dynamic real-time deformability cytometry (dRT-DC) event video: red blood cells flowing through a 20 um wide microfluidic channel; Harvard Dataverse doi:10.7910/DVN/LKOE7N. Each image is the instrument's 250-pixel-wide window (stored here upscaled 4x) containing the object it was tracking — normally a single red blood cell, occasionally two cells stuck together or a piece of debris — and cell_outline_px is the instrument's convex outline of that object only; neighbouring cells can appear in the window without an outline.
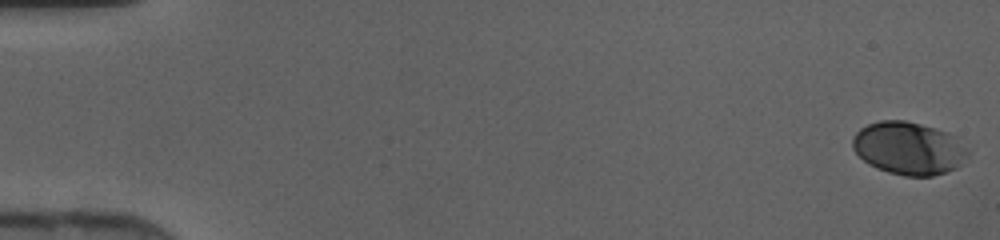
{"species": "human", "species_latin": "Homo sapiens", "temperature_condition": "cold", "stored_images_in_passage": 47, "camera_frame_rate_fps": 3000, "um_per_image_px": 0.085, "donor": {"sex": "female"}, "frame": {"image": 1, "passage_image": 1, "time_ms": 0.0, "image_size_px": [1000, 240], "cell_outline_px": [[972, 152], [956, 168], [932, 176], [904, 176], [888, 172], [876, 168], [868, 164], [852, 148], [852, 136], [860, 128], [868, 124], [880, 120], [904, 120], [936, 128], [948, 132], [956, 136]], "centroid_in_image_um": [77.25, 12.59], "position_along_channel_um": 7.7, "area_um2": 35.78}}
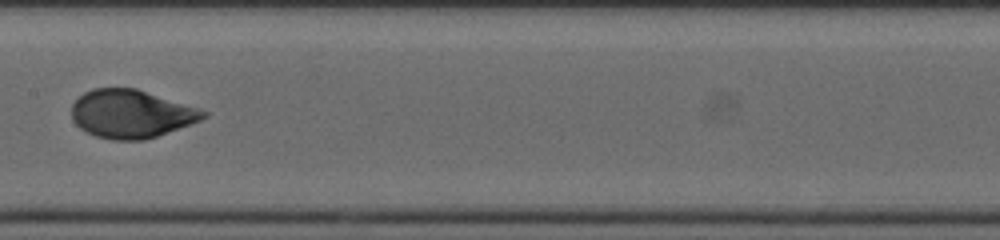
{"frame": {"image": 2, "passage_image": 25, "time_ms": 8.0, "image_size_px": [1000, 240], "cell_outline_px": [[208, 116], [200, 120], [156, 136], [144, 140], [112, 140], [96, 136], [80, 128], [72, 120], [72, 104], [84, 92], [92, 88], [136, 88], [208, 112]], "centroid_in_image_um": [11.1, 9.68], "position_along_channel_um": 196.3, "area_um2": 36.53}}
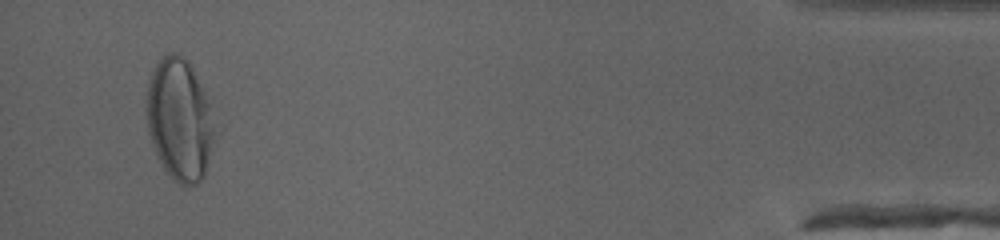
{"frame": {"image": 3, "passage_image": 45, "time_ms": 14.667, "image_size_px": [1000, 240], "cell_outline_px": [[212, 140], [204, 176], [196, 184], [184, 188], [172, 180], [164, 168], [152, 144], [148, 132], [148, 84], [152, 72], [156, 64], [168, 52], [176, 52], [184, 56], [188, 60], [204, 92], [208, 104], [212, 128]], "centroid_in_image_um": [15.23, 10.18], "position_along_channel_um": 420.0, "area_um2": 47.16}}